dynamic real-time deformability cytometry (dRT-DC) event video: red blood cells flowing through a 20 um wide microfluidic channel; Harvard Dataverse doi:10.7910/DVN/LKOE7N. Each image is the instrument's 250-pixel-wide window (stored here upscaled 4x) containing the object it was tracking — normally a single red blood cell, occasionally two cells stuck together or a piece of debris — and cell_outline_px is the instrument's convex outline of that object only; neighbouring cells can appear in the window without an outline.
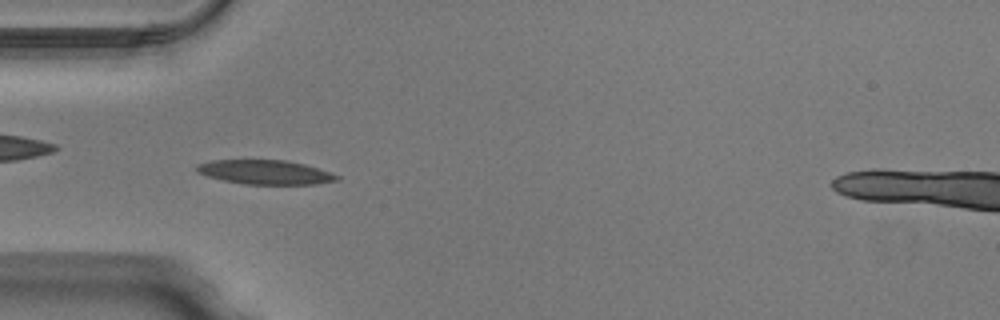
{"species": "Egyptian fruit bat (a non-hibernating species)", "species_latin": "Rousettus aegyptiacus", "temperature_condition": "warm", "stored_images_in_passage": 35, "camera_frame_rate_fps": 3000, "um_per_image_px": 0.085, "animal": {"sex": "male"}, "frame": {"image": 1, "passage_image": 1, "time_ms": 0.0, "image_size_px": [1000, 320], "cell_outline_px": [[340, 180], [316, 184], [244, 184], [224, 180], [208, 176], [196, 172], [196, 164], [212, 160], [288, 160], [304, 164], [340, 176]], "centroid_in_image_um": [22.53, 14.63], "position_along_channel_um": 62.5, "area_um2": 19.71}}
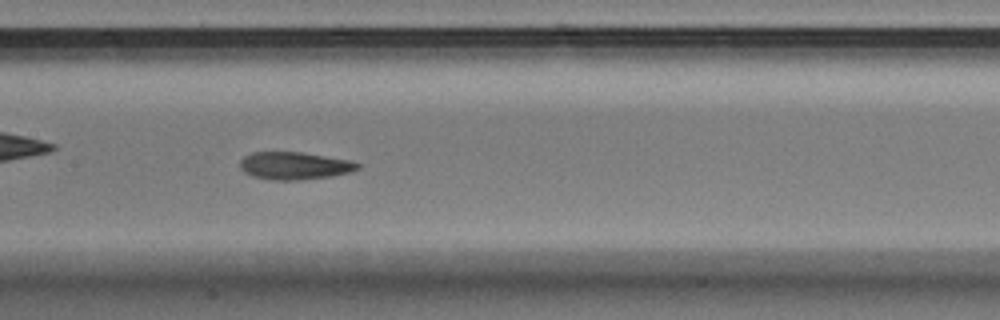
{"frame": {"image": 2, "passage_image": 10, "time_ms": 3.0, "image_size_px": [1000, 320], "cell_outline_px": [[360, 168], [348, 172], [332, 176], [300, 180], [272, 180], [252, 176], [244, 172], [240, 168], [240, 160], [244, 156], [252, 152], [300, 152], [352, 160], [360, 164]], "centroid_in_image_um": [25.02, 14.08], "position_along_channel_um": 182.4, "area_um2": 18.96}}
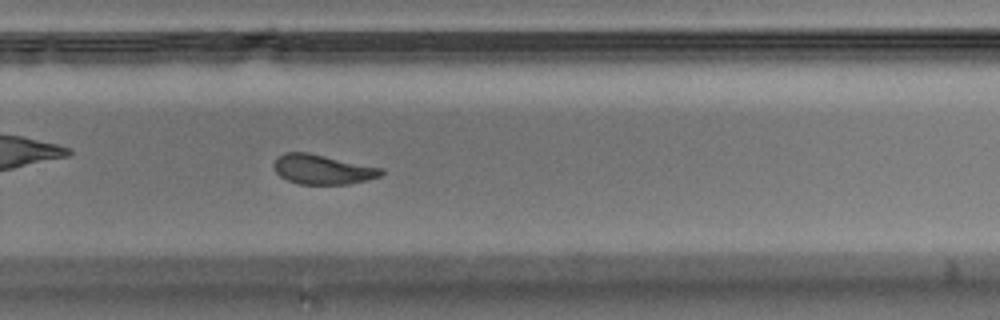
{"frame": {"image": 3, "passage_image": 19, "time_ms": 6.0, "image_size_px": [1000, 320], "cell_outline_px": [[384, 172], [380, 176], [368, 180], [348, 184], [300, 184], [288, 180], [280, 176], [276, 172], [272, 164], [284, 152], [308, 152], [384, 168]], "centroid_in_image_um": [27.44, 14.4], "position_along_channel_um": 302.4, "area_um2": 18.61}, "authors_computed_cell_mechanics": {"area_um2": 19.3052, "velocity_mm_per_s": 4.0231, "shape_relaxation_time_tau1_ms": 7.189, "shape_relaxation_time_tau2_ms": 3.7192, "deformation_change_tau1": 0.2201, "deformation_change_tau2": 0.1075}}